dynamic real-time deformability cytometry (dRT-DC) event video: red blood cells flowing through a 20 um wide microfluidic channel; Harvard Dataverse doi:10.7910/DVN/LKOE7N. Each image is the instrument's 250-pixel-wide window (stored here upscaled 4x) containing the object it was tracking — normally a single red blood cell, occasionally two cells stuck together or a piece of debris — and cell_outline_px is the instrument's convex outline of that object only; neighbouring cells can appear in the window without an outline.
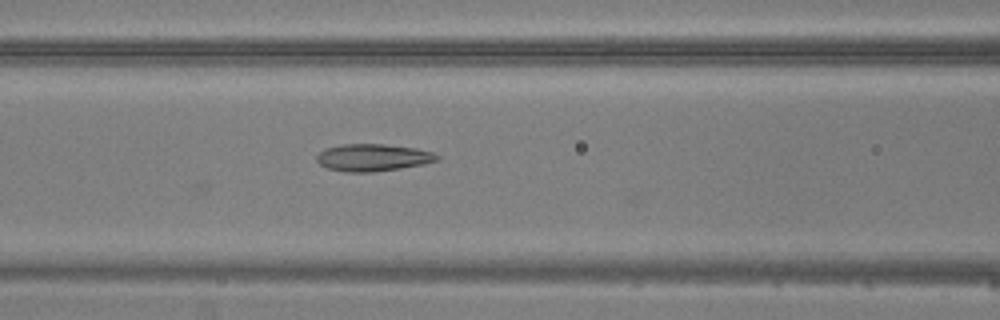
{"species": "common noctule bat (a hibernating species)", "species_latin": "Nyctalus noctula", "temperature_condition": "warm", "stored_images_in_passage": 7, "camera_frame_rate_fps": 3000, "um_per_image_px": 0.085, "animal": {"sex": "male", "body_mass_g": 20.5, "forearm_length_mm": 52.5}, "frame": {"image": 1, "passage_image": 7, "time_ms": 2.0, "image_size_px": [1000, 320], "cell_outline_px": [[440, 156], [436, 160], [424, 164], [400, 168], [372, 172], [348, 172], [328, 168], [320, 164], [316, 160], [316, 156], [324, 148], [340, 144], [384, 144], [416, 148], [432, 152]], "centroid_in_image_um": [31.67, 13.38], "position_along_channel_um": 134.9, "area_um2": 19.02}}